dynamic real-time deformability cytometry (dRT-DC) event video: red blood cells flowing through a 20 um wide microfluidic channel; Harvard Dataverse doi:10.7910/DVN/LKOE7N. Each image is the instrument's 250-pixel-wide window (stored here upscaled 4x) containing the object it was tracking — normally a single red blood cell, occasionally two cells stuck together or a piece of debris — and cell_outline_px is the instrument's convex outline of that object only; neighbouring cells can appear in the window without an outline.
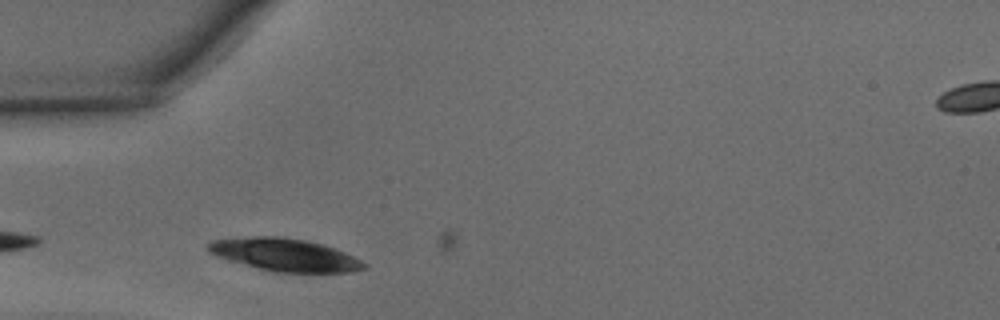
{"species": "common noctule bat (a hibernating species)", "species_latin": "Nyctalus noctula", "temperature_condition": "warm", "stored_images_in_passage": 7, "camera_frame_rate_fps": 3000, "um_per_image_px": 0.085, "animal": {"sex": "male", "body_mass_g": 15.6}, "frame": {"image": 1, "passage_image": 6, "time_ms": 1.667, "image_size_px": [1000, 320], "cell_outline_px": [[368, 264], [364, 268], [352, 272], [276, 272], [228, 260], [216, 256], [208, 252], [204, 244], [212, 240], [252, 236], [280, 236], [308, 240], [324, 244], [344, 252]], "centroid_in_image_um": [24.17, 21.64], "position_along_channel_um": 60.8, "area_um2": 29.71}}